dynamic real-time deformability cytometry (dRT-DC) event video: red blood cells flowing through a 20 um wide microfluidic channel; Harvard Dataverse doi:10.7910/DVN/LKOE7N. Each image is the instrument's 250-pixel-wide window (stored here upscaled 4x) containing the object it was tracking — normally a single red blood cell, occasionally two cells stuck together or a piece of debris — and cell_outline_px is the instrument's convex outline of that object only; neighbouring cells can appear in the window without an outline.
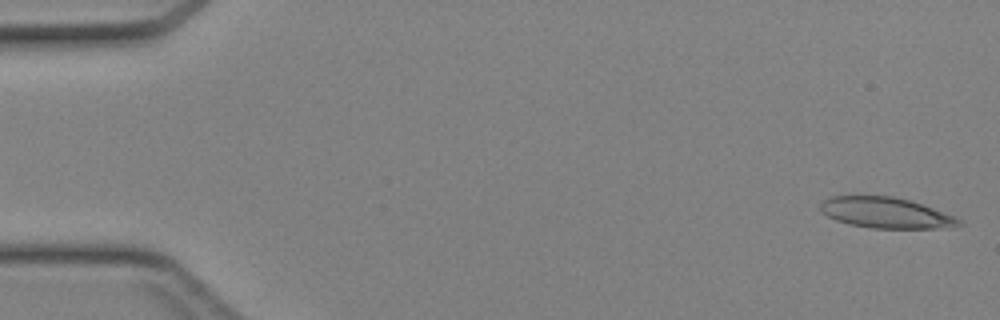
{"species": "Egyptian fruit bat (a non-hibernating species)", "species_latin": "Rousettus aegyptiacus", "temperature_condition": "cold", "stored_images_in_passage": 44, "camera_frame_rate_fps": 3000, "um_per_image_px": 0.085, "animal": {"sex": "female"}, "frame": {"image": 1, "passage_image": 1, "time_ms": 0.0, "image_size_px": [1000, 320], "cell_outline_px": [[964, 224], [956, 228], [872, 228], [848, 224], [836, 220], [828, 216], [820, 208], [820, 204], [824, 200], [832, 196], [892, 196], [908, 200], [932, 208], [952, 216], [960, 220]], "centroid_in_image_um": [75.31, 18.1], "position_along_channel_um": 9.7, "area_um2": 24.57}}
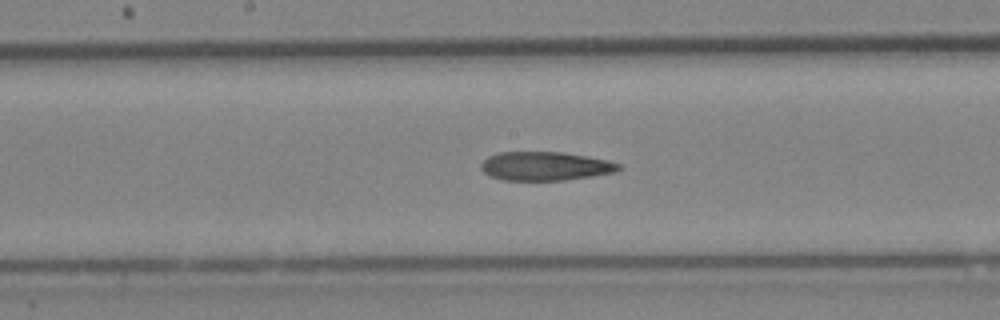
{"frame": {"image": 2, "passage_image": 23, "time_ms": 7.333, "image_size_px": [1000, 320], "cell_outline_px": [[620, 168], [616, 172], [592, 176], [564, 180], [504, 180], [492, 176], [484, 172], [480, 168], [480, 164], [488, 156], [500, 152], [560, 152], [608, 160], [620, 164]], "centroid_in_image_um": [46.33, 14.12], "position_along_channel_um": 201.9, "area_um2": 22.89}}
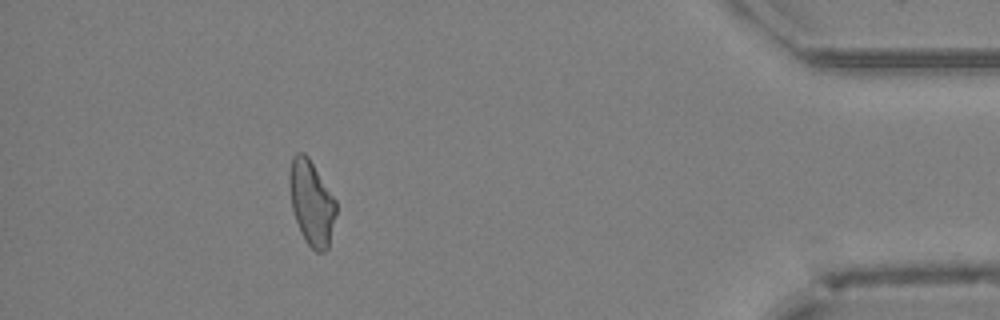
{"frame": {"image": 3, "passage_image": 40, "time_ms": 13.0, "image_size_px": [1000, 320], "cell_outline_px": [[336, 216], [328, 248], [324, 252], [316, 252], [304, 240], [300, 232], [292, 208], [288, 180], [288, 176], [292, 156], [296, 152], [304, 152], [308, 156], [336, 200]], "centroid_in_image_um": [26.47, 17.23], "position_along_channel_um": 408.7, "area_um2": 23.18}}